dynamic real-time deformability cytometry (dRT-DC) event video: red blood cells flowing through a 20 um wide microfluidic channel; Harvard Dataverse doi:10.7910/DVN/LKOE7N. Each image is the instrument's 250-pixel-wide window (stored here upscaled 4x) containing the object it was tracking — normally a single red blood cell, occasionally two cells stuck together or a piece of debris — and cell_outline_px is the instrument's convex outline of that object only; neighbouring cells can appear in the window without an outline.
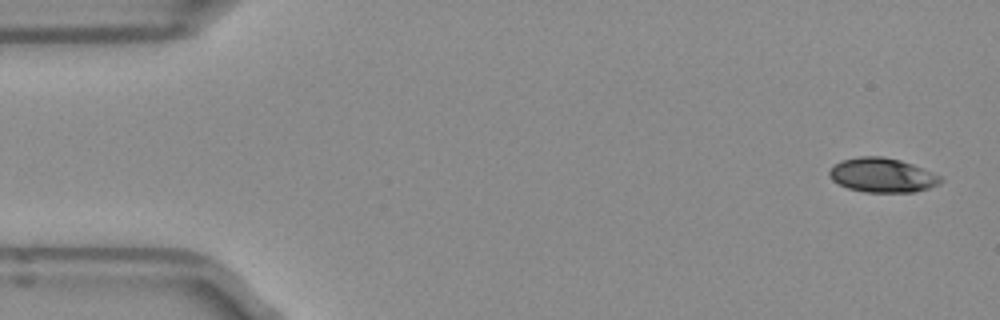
{"species": "Egyptian fruit bat (a non-hibernating species)", "species_latin": "Rousettus aegyptiacus", "temperature_condition": "room temperature", "stored_images_in_passage": 7, "camera_frame_rate_fps": 3000, "um_per_image_px": 0.085, "frame": {"image": 1, "passage_image": 1, "time_ms": 0.0, "image_size_px": [1000, 320], "cell_outline_px": [[944, 180], [940, 184], [928, 188], [912, 192], [864, 192], [848, 188], [832, 180], [828, 176], [828, 172], [836, 164], [844, 160], [860, 156], [884, 156], [900, 160], [912, 164], [932, 172], [940, 176]], "centroid_in_image_um": [75.01, 14.89], "position_along_channel_um": 10.0, "area_um2": 22.14}}
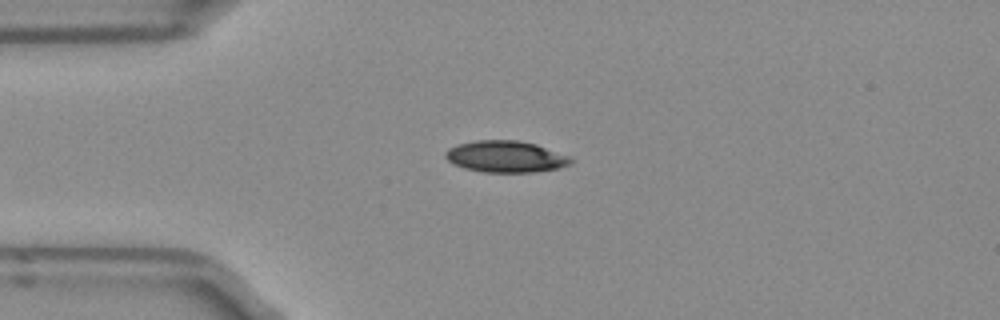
{"frame": {"image": 2, "passage_image": 3, "time_ms": 0.667, "image_size_px": [1000, 320], "cell_outline_px": [[572, 164], [560, 168], [532, 172], [484, 172], [464, 168], [452, 164], [444, 156], [444, 152], [448, 148], [456, 144], [476, 140], [516, 140], [536, 144], [572, 156]], "centroid_in_image_um": [42.99, 13.31], "position_along_channel_um": 42.0, "area_um2": 23.35}}
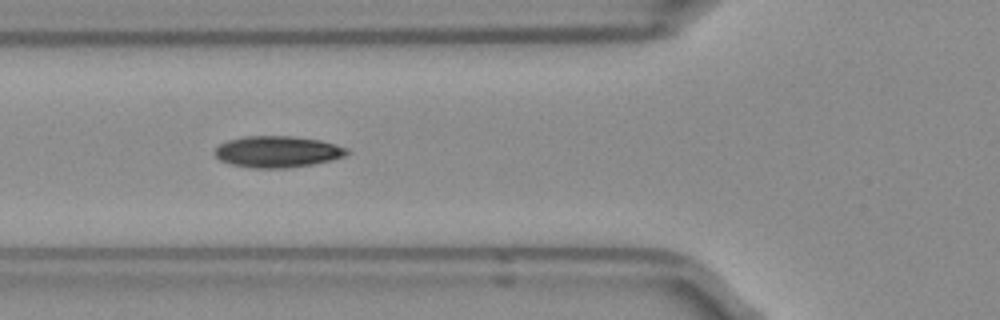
{"frame": {"image": 3, "passage_image": 5, "time_ms": 1.333, "image_size_px": [1000, 320], "cell_outline_px": [[352, 152], [344, 156], [332, 160], [312, 164], [288, 168], [252, 168], [228, 164], [220, 160], [212, 152], [220, 144], [228, 140], [244, 136], [292, 136], [320, 140], [348, 148]], "centroid_in_image_um": [23.58, 12.9], "position_along_channel_um": 102.2, "area_um2": 24.39}}